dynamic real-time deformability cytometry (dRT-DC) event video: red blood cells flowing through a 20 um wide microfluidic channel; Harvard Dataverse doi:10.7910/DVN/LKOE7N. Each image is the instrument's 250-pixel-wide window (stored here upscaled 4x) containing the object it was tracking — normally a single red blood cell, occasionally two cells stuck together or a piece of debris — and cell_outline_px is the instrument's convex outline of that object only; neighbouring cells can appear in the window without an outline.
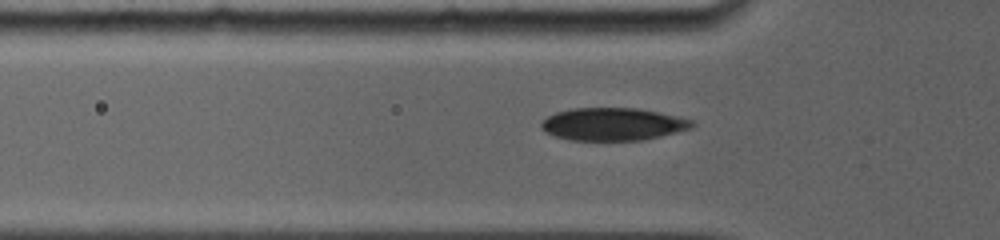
{"species": "common noctule bat (a hibernating species)", "species_latin": "Nyctalus noctula", "temperature_condition": "room temperature", "stored_images_in_passage": 5, "camera_frame_rate_fps": 5000, "um_per_image_px": 0.085, "animal": {"sex": "female", "body_mass_g": 19.0, "forearm_length_mm": 56.7}, "frame": {"image": 1, "passage_image": 4, "time_ms": 1.8, "image_size_px": [1000, 240], "cell_outline_px": [[696, 124], [692, 128], [676, 132], [640, 140], [572, 140], [556, 136], [540, 128], [540, 124], [548, 116], [556, 112], [572, 108], [636, 108], [680, 116], [692, 120]], "centroid_in_image_um": [52.12, 10.54], "position_along_channel_um": 73.7, "area_um2": 28.5}}